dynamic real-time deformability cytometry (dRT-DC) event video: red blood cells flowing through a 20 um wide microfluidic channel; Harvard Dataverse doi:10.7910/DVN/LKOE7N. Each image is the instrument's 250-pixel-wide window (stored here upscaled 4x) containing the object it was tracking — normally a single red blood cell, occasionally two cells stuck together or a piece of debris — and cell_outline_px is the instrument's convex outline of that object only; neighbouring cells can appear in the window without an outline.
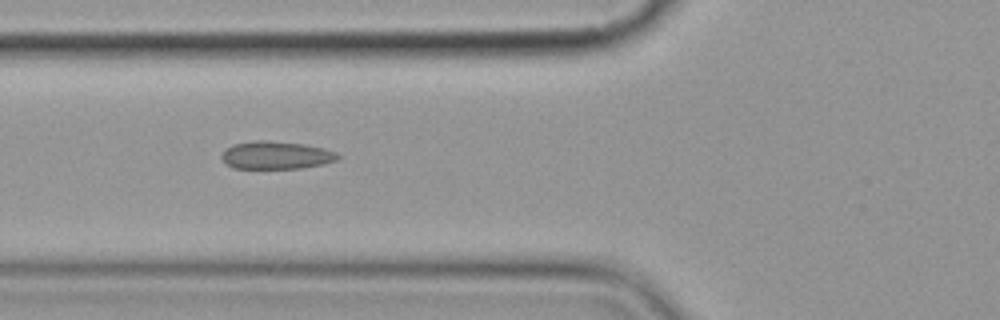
{"species": "common noctule bat (a hibernating species)", "species_latin": "Nyctalus noctula", "temperature_condition": "cold", "stored_images_in_passage": 9, "camera_frame_rate_fps": 3000, "um_per_image_px": 0.085, "animal": {"sex": "female", "body_mass_g": 19.9}, "frame": {"image": 1, "passage_image": 4, "time_ms": 3.333, "image_size_px": [1000, 320], "cell_outline_px": [[340, 156], [336, 160], [324, 164], [300, 168], [232, 168], [220, 156], [232, 144], [252, 140], [268, 140], [304, 144], [324, 148], [336, 152]], "centroid_in_image_um": [23.48, 13.18], "position_along_channel_um": 102.3, "area_um2": 18.79}}
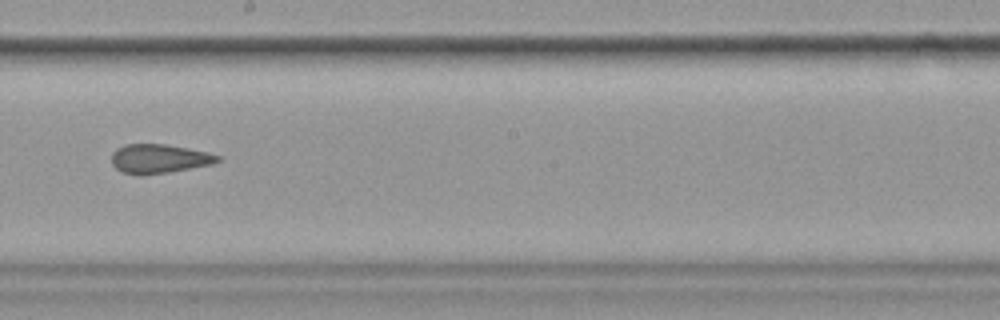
{"frame": {"image": 2, "passage_image": 7, "time_ms": 7.0, "image_size_px": [1000, 320], "cell_outline_px": [[224, 160], [212, 164], [168, 172], [140, 176], [120, 172], [112, 164], [112, 152], [116, 148], [128, 144], [164, 144], [188, 148], [208, 152], [220, 156]], "centroid_in_image_um": [13.52, 13.5], "position_along_channel_um": 234.7, "area_um2": 18.15}}
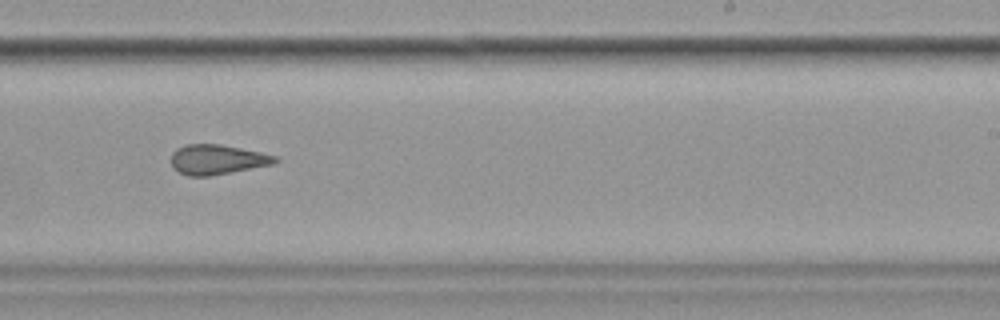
{"frame": {"image": 3, "passage_image": 8, "time_ms": 8.0, "image_size_px": [1000, 320], "cell_outline_px": [[280, 160], [272, 164], [208, 176], [188, 176], [172, 168], [172, 152], [176, 148], [188, 144], [220, 144], [260, 152], [276, 156]], "centroid_in_image_um": [18.43, 13.55], "position_along_channel_um": 270.6, "area_um2": 17.86}}